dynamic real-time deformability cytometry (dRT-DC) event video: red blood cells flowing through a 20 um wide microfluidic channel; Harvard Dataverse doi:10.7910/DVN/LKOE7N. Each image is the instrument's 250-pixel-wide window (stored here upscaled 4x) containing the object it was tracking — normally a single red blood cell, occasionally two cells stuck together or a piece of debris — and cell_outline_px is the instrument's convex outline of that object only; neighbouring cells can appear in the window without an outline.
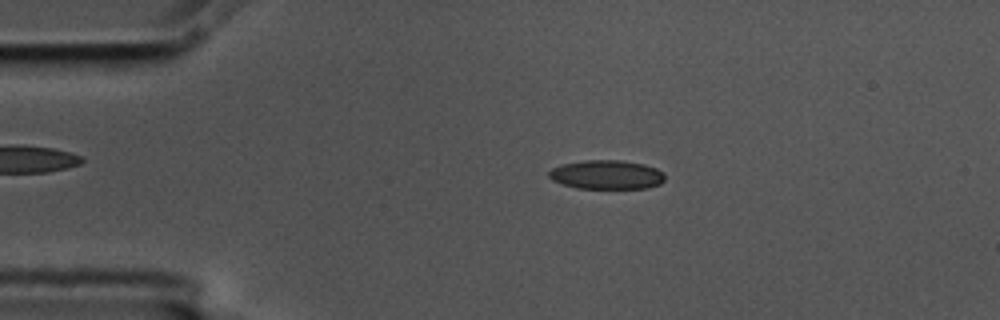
{"species": "common noctule bat (a hibernating species)", "species_latin": "Nyctalus noctula", "temperature_condition": "cold", "stored_images_in_passage": 56, "camera_frame_rate_fps": 3000, "um_per_image_px": 0.085, "animal": {"sex": "male", "body_mass_g": 17.5, "forearm_length_mm": 52.3}, "frame": {"image": 1, "passage_image": 11, "time_ms": 3.333, "image_size_px": [1000, 320], "cell_outline_px": [[664, 180], [660, 184], [648, 188], [576, 188], [552, 180], [548, 176], [548, 172], [552, 168], [560, 164], [584, 160], [620, 160], [644, 164], [656, 168], [664, 172]], "centroid_in_image_um": [51.56, 14.84], "position_along_channel_um": 33.4, "area_um2": 19.71}}
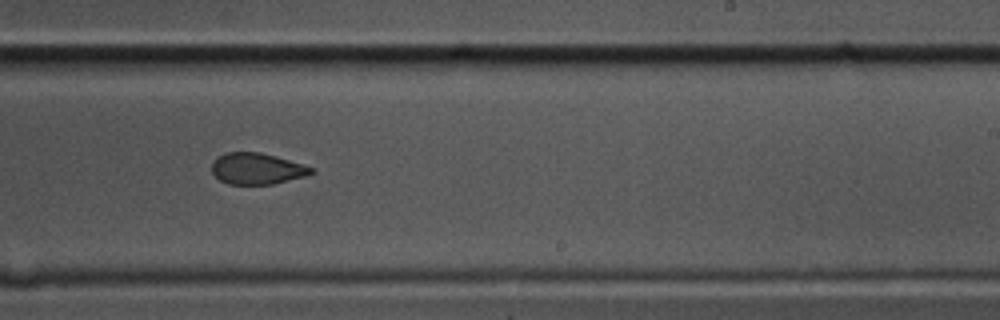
{"frame": {"image": 2, "passage_image": 34, "time_ms": 11.0, "image_size_px": [1000, 320], "cell_outline_px": [[316, 172], [304, 176], [272, 184], [228, 184], [220, 180], [212, 172], [212, 164], [224, 152], [260, 152], [276, 156], [316, 168]], "centroid_in_image_um": [21.87, 14.33], "position_along_channel_um": 267.1, "area_um2": 18.03}}
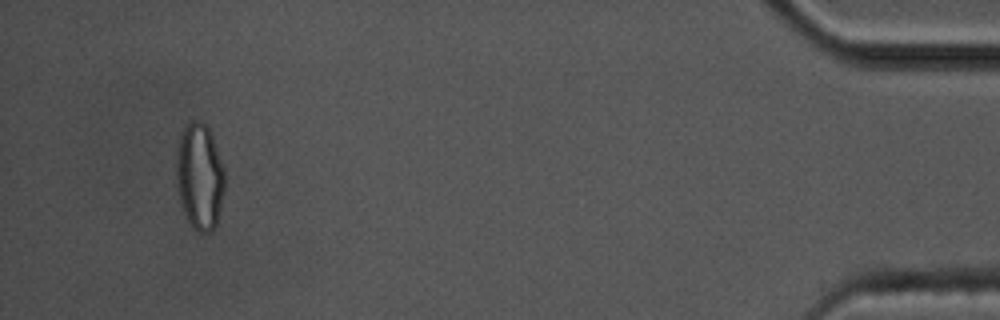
{"frame": {"image": 3, "passage_image": 53, "time_ms": 17.333, "image_size_px": [1000, 320], "cell_outline_px": [[224, 192], [216, 224], [212, 232], [200, 232], [192, 228], [180, 204], [176, 184], [176, 152], [180, 136], [184, 124], [188, 120], [200, 120], [212, 132], [224, 172]], "centroid_in_image_um": [16.94, 14.97], "position_along_channel_um": 418.3, "area_um2": 30.4}, "authors_computed_cell_mechanics": {"area_um2": 19.6231, "velocity_mm_per_s": 3.5557, "shape_relaxation_time_tau1_ms": null, "shape_relaxation_time_tau2_ms": 1.928, "deformation_change_tau1": null, "deformation_change_tau2": 0.07}}